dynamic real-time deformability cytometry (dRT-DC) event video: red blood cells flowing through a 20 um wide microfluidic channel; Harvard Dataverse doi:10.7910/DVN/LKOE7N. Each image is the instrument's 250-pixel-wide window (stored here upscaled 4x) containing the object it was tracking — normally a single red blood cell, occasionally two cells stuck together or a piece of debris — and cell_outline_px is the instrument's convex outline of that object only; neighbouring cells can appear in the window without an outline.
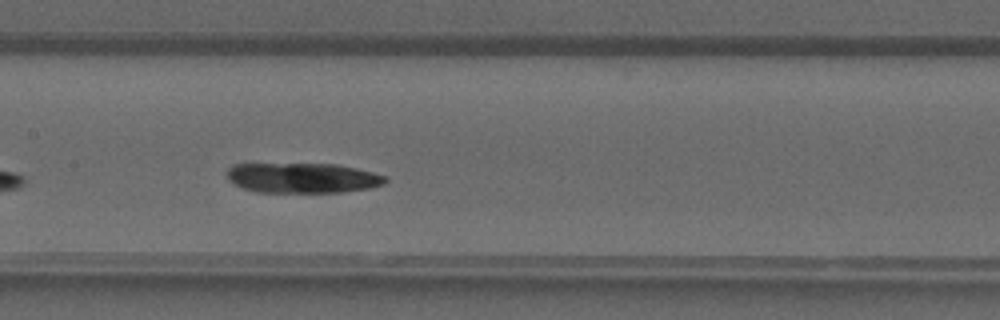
{"species": "common noctule bat (a hibernating species)", "species_latin": "Nyctalus noctula", "temperature_condition": "warm", "stored_images_in_passage": 23, "camera_frame_rate_fps": 3000, "um_per_image_px": 0.085, "animal": {"sex": "male", "forearm_length_mm": 52.5}, "frame": {"image": 1, "passage_image": 9, "time_ms": 2.667, "image_size_px": [1000, 320], "cell_outline_px": [[388, 180], [384, 184], [372, 188], [340, 192], [256, 192], [244, 188], [228, 180], [228, 168], [232, 164], [336, 164], [356, 168], [388, 176]], "centroid_in_image_um": [25.76, 15.12], "position_along_channel_um": 181.6, "area_um2": 27.8}}
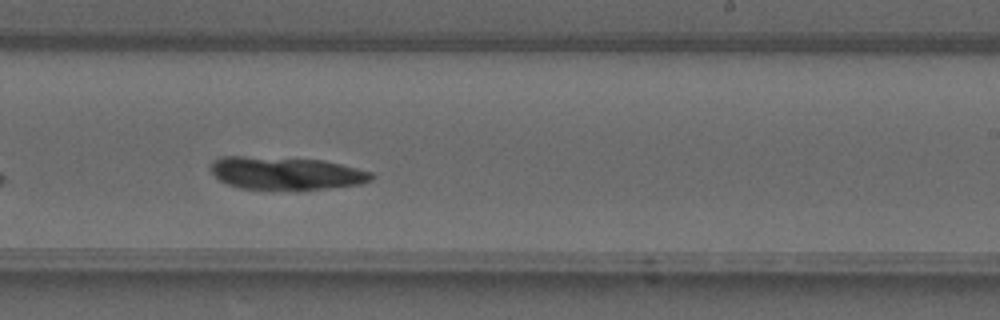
{"frame": {"image": 2, "passage_image": 14, "time_ms": 4.333, "image_size_px": [1000, 320], "cell_outline_px": [[376, 176], [372, 180], [360, 184], [300, 192], [240, 188], [228, 184], [220, 180], [212, 172], [212, 160], [220, 156], [244, 156], [324, 160], [372, 172]], "centroid_in_image_um": [24.34, 14.76], "position_along_channel_um": 264.7, "area_um2": 31.5}}
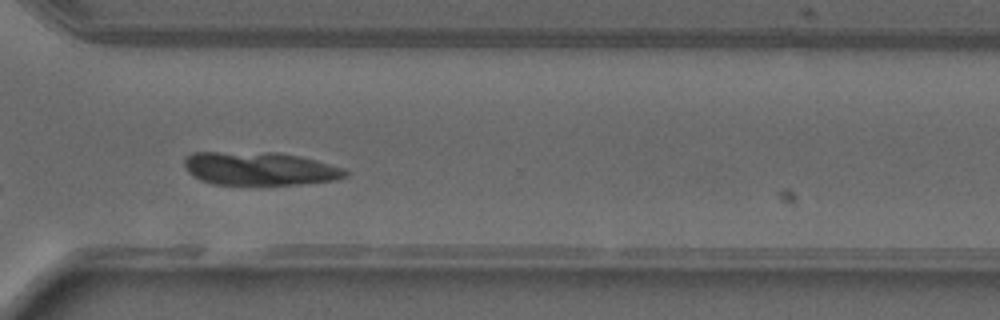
{"frame": {"image": 3, "passage_image": 19, "time_ms": 6.0, "image_size_px": [1000, 320], "cell_outline_px": [[348, 176], [336, 180], [300, 184], [212, 184], [200, 180], [188, 172], [184, 164], [184, 160], [192, 152], [276, 152], [300, 156], [316, 160], [344, 168], [348, 172]], "centroid_in_image_um": [22.09, 14.32], "position_along_channel_um": 348.5, "area_um2": 31.33}}